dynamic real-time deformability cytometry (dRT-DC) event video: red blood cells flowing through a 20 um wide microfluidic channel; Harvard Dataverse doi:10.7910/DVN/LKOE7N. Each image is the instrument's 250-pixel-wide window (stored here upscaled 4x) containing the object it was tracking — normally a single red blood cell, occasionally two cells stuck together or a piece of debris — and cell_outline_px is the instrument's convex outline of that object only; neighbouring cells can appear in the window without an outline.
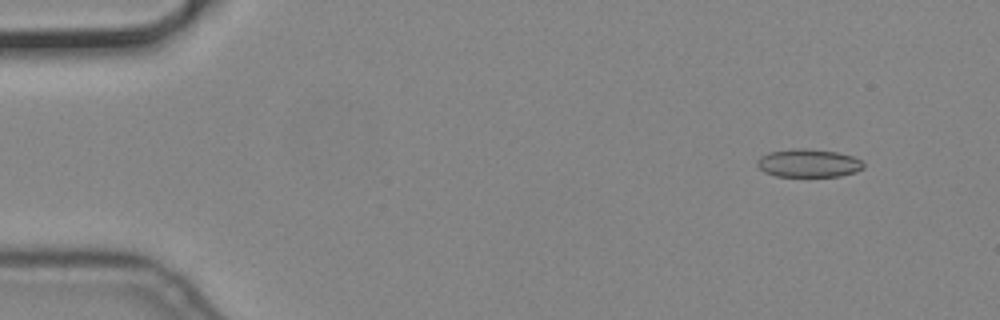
{"species": "common noctule bat (a hibernating species)", "species_latin": "Nyctalus noctula", "temperature_condition": "cold", "stored_images_in_passage": 57, "camera_frame_rate_fps": 3000, "um_per_image_px": 0.085, "animal": {"sex": "male", "body_mass_g": 19.2, "forearm_length_mm": 51.8}, "frame": {"image": 1, "passage_image": 6, "time_ms": 1.667, "image_size_px": [1000, 320], "cell_outline_px": [[864, 168], [856, 172], [840, 176], [776, 176], [764, 172], [756, 164], [756, 160], [760, 156], [768, 152], [796, 148], [804, 148], [836, 152], [852, 156], [860, 160], [864, 164]], "centroid_in_image_um": [68.7, 13.86], "position_along_channel_um": 16.3, "area_um2": 17.46}}
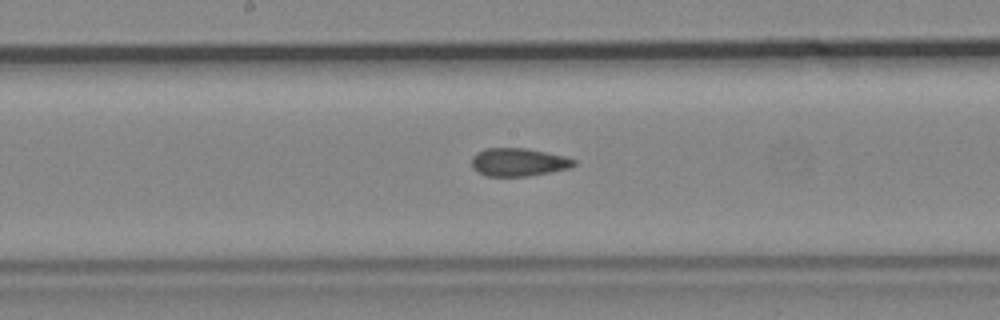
{"frame": {"image": 2, "passage_image": 30, "time_ms": 9.667, "image_size_px": [1000, 320], "cell_outline_px": [[576, 164], [572, 168], [528, 176], [488, 176], [472, 168], [472, 156], [476, 152], [484, 148], [528, 148], [564, 156], [576, 160]], "centroid_in_image_um": [44.08, 13.77], "position_along_channel_um": 204.1, "area_um2": 16.82}}
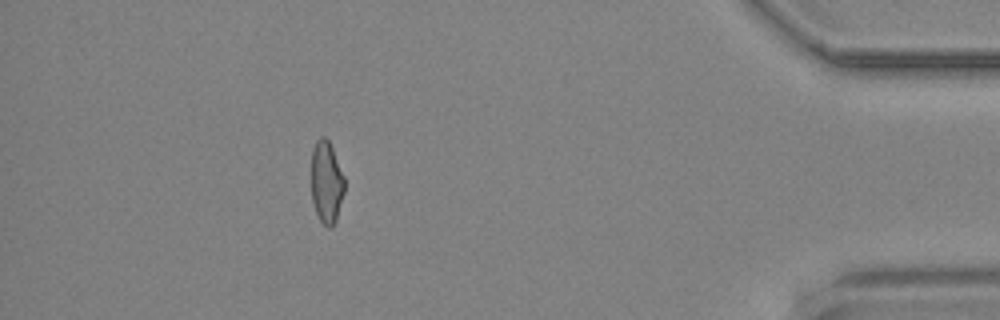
{"frame": {"image": 3, "passage_image": 51, "time_ms": 16.667, "image_size_px": [1000, 320], "cell_outline_px": [[344, 192], [336, 220], [332, 228], [328, 228], [320, 220], [316, 212], [312, 200], [312, 148], [316, 140], [320, 136], [324, 136], [328, 140], [332, 148], [344, 176]], "centroid_in_image_um": [27.75, 15.48], "position_along_channel_um": 407.5, "area_um2": 15.84}}